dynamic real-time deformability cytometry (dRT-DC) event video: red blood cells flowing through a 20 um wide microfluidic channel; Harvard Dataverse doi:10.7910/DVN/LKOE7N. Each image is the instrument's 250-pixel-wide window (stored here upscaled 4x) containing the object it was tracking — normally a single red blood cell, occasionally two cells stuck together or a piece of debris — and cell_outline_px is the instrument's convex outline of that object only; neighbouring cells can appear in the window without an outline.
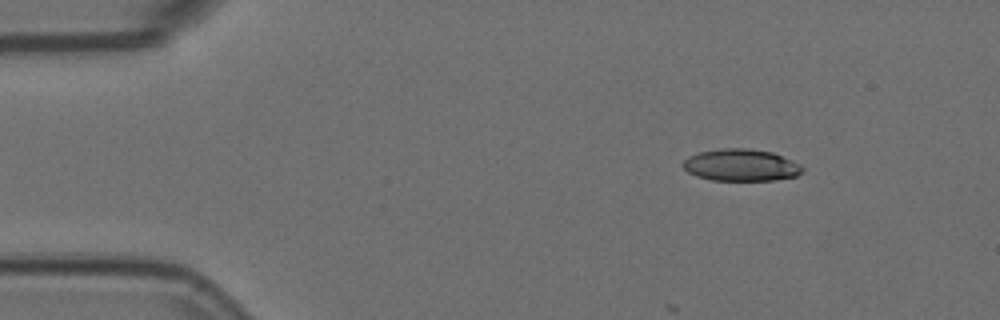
{"species": "Egyptian fruit bat (a non-hibernating species)", "species_latin": "Rousettus aegyptiacus", "temperature_condition": "room temperature", "stored_images_in_passage": 3, "camera_frame_rate_fps": 3000, "um_per_image_px": 0.085, "animal": {"sex": "female"}, "frame": {"image": 1, "passage_image": 1, "time_ms": 0.0, "image_size_px": [1000, 320], "cell_outline_px": [[804, 172], [796, 176], [776, 180], [712, 180], [696, 176], [688, 172], [680, 164], [688, 156], [700, 152], [720, 148], [744, 148], [772, 152], [800, 164], [804, 168]], "centroid_in_image_um": [62.98, 14.04], "position_along_channel_um": 22.0, "area_um2": 22.31}}